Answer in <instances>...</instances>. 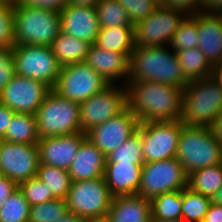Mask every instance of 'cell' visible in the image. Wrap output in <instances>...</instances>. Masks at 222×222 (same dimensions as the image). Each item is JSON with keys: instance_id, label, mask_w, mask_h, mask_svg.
<instances>
[{"instance_id": "cell-1", "label": "cell", "mask_w": 222, "mask_h": 222, "mask_svg": "<svg viewBox=\"0 0 222 222\" xmlns=\"http://www.w3.org/2000/svg\"><path fill=\"white\" fill-rule=\"evenodd\" d=\"M128 109L140 123L181 120L183 89L157 81L126 83Z\"/></svg>"}, {"instance_id": "cell-2", "label": "cell", "mask_w": 222, "mask_h": 222, "mask_svg": "<svg viewBox=\"0 0 222 222\" xmlns=\"http://www.w3.org/2000/svg\"><path fill=\"white\" fill-rule=\"evenodd\" d=\"M133 81H157L178 88L188 84L176 53L169 45L135 47L130 55L127 82Z\"/></svg>"}, {"instance_id": "cell-3", "label": "cell", "mask_w": 222, "mask_h": 222, "mask_svg": "<svg viewBox=\"0 0 222 222\" xmlns=\"http://www.w3.org/2000/svg\"><path fill=\"white\" fill-rule=\"evenodd\" d=\"M222 109V87L212 77L189 81L183 89L181 122L185 126L210 127Z\"/></svg>"}, {"instance_id": "cell-4", "label": "cell", "mask_w": 222, "mask_h": 222, "mask_svg": "<svg viewBox=\"0 0 222 222\" xmlns=\"http://www.w3.org/2000/svg\"><path fill=\"white\" fill-rule=\"evenodd\" d=\"M14 6V45L49 46L61 31L60 11L17 3Z\"/></svg>"}, {"instance_id": "cell-5", "label": "cell", "mask_w": 222, "mask_h": 222, "mask_svg": "<svg viewBox=\"0 0 222 222\" xmlns=\"http://www.w3.org/2000/svg\"><path fill=\"white\" fill-rule=\"evenodd\" d=\"M177 160L187 174L222 163V146L210 127L183 126L178 140Z\"/></svg>"}, {"instance_id": "cell-6", "label": "cell", "mask_w": 222, "mask_h": 222, "mask_svg": "<svg viewBox=\"0 0 222 222\" xmlns=\"http://www.w3.org/2000/svg\"><path fill=\"white\" fill-rule=\"evenodd\" d=\"M39 138L71 135L81 131L80 106L52 89L35 114Z\"/></svg>"}, {"instance_id": "cell-7", "label": "cell", "mask_w": 222, "mask_h": 222, "mask_svg": "<svg viewBox=\"0 0 222 222\" xmlns=\"http://www.w3.org/2000/svg\"><path fill=\"white\" fill-rule=\"evenodd\" d=\"M188 174L177 158L145 162L137 195L152 200L158 195L187 188Z\"/></svg>"}, {"instance_id": "cell-8", "label": "cell", "mask_w": 222, "mask_h": 222, "mask_svg": "<svg viewBox=\"0 0 222 222\" xmlns=\"http://www.w3.org/2000/svg\"><path fill=\"white\" fill-rule=\"evenodd\" d=\"M13 54L17 75L42 81L51 89L54 87L62 66L51 47L15 44Z\"/></svg>"}, {"instance_id": "cell-9", "label": "cell", "mask_w": 222, "mask_h": 222, "mask_svg": "<svg viewBox=\"0 0 222 222\" xmlns=\"http://www.w3.org/2000/svg\"><path fill=\"white\" fill-rule=\"evenodd\" d=\"M109 84L85 62H78L62 66L52 90L58 95L80 104L101 92Z\"/></svg>"}, {"instance_id": "cell-10", "label": "cell", "mask_w": 222, "mask_h": 222, "mask_svg": "<svg viewBox=\"0 0 222 222\" xmlns=\"http://www.w3.org/2000/svg\"><path fill=\"white\" fill-rule=\"evenodd\" d=\"M113 196L105 177L73 181L66 198L67 209L83 220L106 215Z\"/></svg>"}, {"instance_id": "cell-11", "label": "cell", "mask_w": 222, "mask_h": 222, "mask_svg": "<svg viewBox=\"0 0 222 222\" xmlns=\"http://www.w3.org/2000/svg\"><path fill=\"white\" fill-rule=\"evenodd\" d=\"M79 106L81 131L87 133L93 127L121 114L128 107L126 85L109 84Z\"/></svg>"}, {"instance_id": "cell-12", "label": "cell", "mask_w": 222, "mask_h": 222, "mask_svg": "<svg viewBox=\"0 0 222 222\" xmlns=\"http://www.w3.org/2000/svg\"><path fill=\"white\" fill-rule=\"evenodd\" d=\"M186 16L182 10L159 6L147 18L134 25L135 46L170 45L175 31Z\"/></svg>"}, {"instance_id": "cell-13", "label": "cell", "mask_w": 222, "mask_h": 222, "mask_svg": "<svg viewBox=\"0 0 222 222\" xmlns=\"http://www.w3.org/2000/svg\"><path fill=\"white\" fill-rule=\"evenodd\" d=\"M184 124L181 120L140 123L145 162L175 158L178 140Z\"/></svg>"}, {"instance_id": "cell-14", "label": "cell", "mask_w": 222, "mask_h": 222, "mask_svg": "<svg viewBox=\"0 0 222 222\" xmlns=\"http://www.w3.org/2000/svg\"><path fill=\"white\" fill-rule=\"evenodd\" d=\"M40 164L38 145L0 140V174L17 184L37 175Z\"/></svg>"}, {"instance_id": "cell-15", "label": "cell", "mask_w": 222, "mask_h": 222, "mask_svg": "<svg viewBox=\"0 0 222 222\" xmlns=\"http://www.w3.org/2000/svg\"><path fill=\"white\" fill-rule=\"evenodd\" d=\"M50 90L42 81L16 74L0 92V103L15 113L35 115Z\"/></svg>"}, {"instance_id": "cell-16", "label": "cell", "mask_w": 222, "mask_h": 222, "mask_svg": "<svg viewBox=\"0 0 222 222\" xmlns=\"http://www.w3.org/2000/svg\"><path fill=\"white\" fill-rule=\"evenodd\" d=\"M139 125L138 118L127 107L121 114L93 127L86 134L87 138L107 157L137 133Z\"/></svg>"}, {"instance_id": "cell-17", "label": "cell", "mask_w": 222, "mask_h": 222, "mask_svg": "<svg viewBox=\"0 0 222 222\" xmlns=\"http://www.w3.org/2000/svg\"><path fill=\"white\" fill-rule=\"evenodd\" d=\"M86 133L78 132L71 135L42 137L38 141L41 164L52 165L69 170Z\"/></svg>"}, {"instance_id": "cell-18", "label": "cell", "mask_w": 222, "mask_h": 222, "mask_svg": "<svg viewBox=\"0 0 222 222\" xmlns=\"http://www.w3.org/2000/svg\"><path fill=\"white\" fill-rule=\"evenodd\" d=\"M61 32L74 38L95 43L100 30L96 8L92 6H71L67 4L60 11Z\"/></svg>"}, {"instance_id": "cell-19", "label": "cell", "mask_w": 222, "mask_h": 222, "mask_svg": "<svg viewBox=\"0 0 222 222\" xmlns=\"http://www.w3.org/2000/svg\"><path fill=\"white\" fill-rule=\"evenodd\" d=\"M84 62L110 84H117V81L120 84L123 78L122 85H126L128 81L130 58L125 53L112 52L92 44Z\"/></svg>"}, {"instance_id": "cell-20", "label": "cell", "mask_w": 222, "mask_h": 222, "mask_svg": "<svg viewBox=\"0 0 222 222\" xmlns=\"http://www.w3.org/2000/svg\"><path fill=\"white\" fill-rule=\"evenodd\" d=\"M106 159L104 153L86 137L68 170L72 182L103 177Z\"/></svg>"}, {"instance_id": "cell-21", "label": "cell", "mask_w": 222, "mask_h": 222, "mask_svg": "<svg viewBox=\"0 0 222 222\" xmlns=\"http://www.w3.org/2000/svg\"><path fill=\"white\" fill-rule=\"evenodd\" d=\"M142 166L130 162H106L104 177L111 195H136L141 183Z\"/></svg>"}, {"instance_id": "cell-22", "label": "cell", "mask_w": 222, "mask_h": 222, "mask_svg": "<svg viewBox=\"0 0 222 222\" xmlns=\"http://www.w3.org/2000/svg\"><path fill=\"white\" fill-rule=\"evenodd\" d=\"M198 48L212 65L222 62V14L198 13Z\"/></svg>"}, {"instance_id": "cell-23", "label": "cell", "mask_w": 222, "mask_h": 222, "mask_svg": "<svg viewBox=\"0 0 222 222\" xmlns=\"http://www.w3.org/2000/svg\"><path fill=\"white\" fill-rule=\"evenodd\" d=\"M107 215L111 222H151V200L137 194L113 197Z\"/></svg>"}, {"instance_id": "cell-24", "label": "cell", "mask_w": 222, "mask_h": 222, "mask_svg": "<svg viewBox=\"0 0 222 222\" xmlns=\"http://www.w3.org/2000/svg\"><path fill=\"white\" fill-rule=\"evenodd\" d=\"M90 43L61 32L51 45L54 56L61 66L84 62Z\"/></svg>"}, {"instance_id": "cell-25", "label": "cell", "mask_w": 222, "mask_h": 222, "mask_svg": "<svg viewBox=\"0 0 222 222\" xmlns=\"http://www.w3.org/2000/svg\"><path fill=\"white\" fill-rule=\"evenodd\" d=\"M95 46L125 53L129 58L135 46L134 27L100 28Z\"/></svg>"}, {"instance_id": "cell-26", "label": "cell", "mask_w": 222, "mask_h": 222, "mask_svg": "<svg viewBox=\"0 0 222 222\" xmlns=\"http://www.w3.org/2000/svg\"><path fill=\"white\" fill-rule=\"evenodd\" d=\"M39 139L35 115L14 113L6 134L1 140L10 143L37 145Z\"/></svg>"}, {"instance_id": "cell-27", "label": "cell", "mask_w": 222, "mask_h": 222, "mask_svg": "<svg viewBox=\"0 0 222 222\" xmlns=\"http://www.w3.org/2000/svg\"><path fill=\"white\" fill-rule=\"evenodd\" d=\"M222 185V163L204 167L188 174L187 188L197 194L212 197Z\"/></svg>"}, {"instance_id": "cell-28", "label": "cell", "mask_w": 222, "mask_h": 222, "mask_svg": "<svg viewBox=\"0 0 222 222\" xmlns=\"http://www.w3.org/2000/svg\"><path fill=\"white\" fill-rule=\"evenodd\" d=\"M175 53L188 82L211 76L213 65L198 47L175 51Z\"/></svg>"}, {"instance_id": "cell-29", "label": "cell", "mask_w": 222, "mask_h": 222, "mask_svg": "<svg viewBox=\"0 0 222 222\" xmlns=\"http://www.w3.org/2000/svg\"><path fill=\"white\" fill-rule=\"evenodd\" d=\"M36 177L51 190L53 199L67 198L72 183L68 170L40 163Z\"/></svg>"}, {"instance_id": "cell-30", "label": "cell", "mask_w": 222, "mask_h": 222, "mask_svg": "<svg viewBox=\"0 0 222 222\" xmlns=\"http://www.w3.org/2000/svg\"><path fill=\"white\" fill-rule=\"evenodd\" d=\"M152 220L182 219V190L164 193L151 200Z\"/></svg>"}, {"instance_id": "cell-31", "label": "cell", "mask_w": 222, "mask_h": 222, "mask_svg": "<svg viewBox=\"0 0 222 222\" xmlns=\"http://www.w3.org/2000/svg\"><path fill=\"white\" fill-rule=\"evenodd\" d=\"M95 8L100 28L134 27L126 9L117 0H100Z\"/></svg>"}, {"instance_id": "cell-32", "label": "cell", "mask_w": 222, "mask_h": 222, "mask_svg": "<svg viewBox=\"0 0 222 222\" xmlns=\"http://www.w3.org/2000/svg\"><path fill=\"white\" fill-rule=\"evenodd\" d=\"M198 13L187 15L175 31L170 47L182 51L198 47Z\"/></svg>"}, {"instance_id": "cell-33", "label": "cell", "mask_w": 222, "mask_h": 222, "mask_svg": "<svg viewBox=\"0 0 222 222\" xmlns=\"http://www.w3.org/2000/svg\"><path fill=\"white\" fill-rule=\"evenodd\" d=\"M210 197L182 189V219L186 222H203L211 205Z\"/></svg>"}, {"instance_id": "cell-34", "label": "cell", "mask_w": 222, "mask_h": 222, "mask_svg": "<svg viewBox=\"0 0 222 222\" xmlns=\"http://www.w3.org/2000/svg\"><path fill=\"white\" fill-rule=\"evenodd\" d=\"M106 162L144 164L141 135L137 132L107 156Z\"/></svg>"}, {"instance_id": "cell-35", "label": "cell", "mask_w": 222, "mask_h": 222, "mask_svg": "<svg viewBox=\"0 0 222 222\" xmlns=\"http://www.w3.org/2000/svg\"><path fill=\"white\" fill-rule=\"evenodd\" d=\"M30 204L19 188L0 209V222H28Z\"/></svg>"}, {"instance_id": "cell-36", "label": "cell", "mask_w": 222, "mask_h": 222, "mask_svg": "<svg viewBox=\"0 0 222 222\" xmlns=\"http://www.w3.org/2000/svg\"><path fill=\"white\" fill-rule=\"evenodd\" d=\"M66 199L51 201L30 206L28 222H55L67 212Z\"/></svg>"}, {"instance_id": "cell-37", "label": "cell", "mask_w": 222, "mask_h": 222, "mask_svg": "<svg viewBox=\"0 0 222 222\" xmlns=\"http://www.w3.org/2000/svg\"><path fill=\"white\" fill-rule=\"evenodd\" d=\"M30 206L53 200L51 190L38 177H32L18 184Z\"/></svg>"}, {"instance_id": "cell-38", "label": "cell", "mask_w": 222, "mask_h": 222, "mask_svg": "<svg viewBox=\"0 0 222 222\" xmlns=\"http://www.w3.org/2000/svg\"><path fill=\"white\" fill-rule=\"evenodd\" d=\"M125 9L132 25L147 18L160 5L154 0H117Z\"/></svg>"}, {"instance_id": "cell-39", "label": "cell", "mask_w": 222, "mask_h": 222, "mask_svg": "<svg viewBox=\"0 0 222 222\" xmlns=\"http://www.w3.org/2000/svg\"><path fill=\"white\" fill-rule=\"evenodd\" d=\"M14 46V6L0 4V49Z\"/></svg>"}, {"instance_id": "cell-40", "label": "cell", "mask_w": 222, "mask_h": 222, "mask_svg": "<svg viewBox=\"0 0 222 222\" xmlns=\"http://www.w3.org/2000/svg\"><path fill=\"white\" fill-rule=\"evenodd\" d=\"M15 75L13 46L0 49V92Z\"/></svg>"}, {"instance_id": "cell-41", "label": "cell", "mask_w": 222, "mask_h": 222, "mask_svg": "<svg viewBox=\"0 0 222 222\" xmlns=\"http://www.w3.org/2000/svg\"><path fill=\"white\" fill-rule=\"evenodd\" d=\"M201 0H162V6L179 9L187 15L199 13Z\"/></svg>"}, {"instance_id": "cell-42", "label": "cell", "mask_w": 222, "mask_h": 222, "mask_svg": "<svg viewBox=\"0 0 222 222\" xmlns=\"http://www.w3.org/2000/svg\"><path fill=\"white\" fill-rule=\"evenodd\" d=\"M19 3L27 6L61 11L68 4V0H20Z\"/></svg>"}, {"instance_id": "cell-43", "label": "cell", "mask_w": 222, "mask_h": 222, "mask_svg": "<svg viewBox=\"0 0 222 222\" xmlns=\"http://www.w3.org/2000/svg\"><path fill=\"white\" fill-rule=\"evenodd\" d=\"M18 189V184L0 174V209L7 199Z\"/></svg>"}, {"instance_id": "cell-44", "label": "cell", "mask_w": 222, "mask_h": 222, "mask_svg": "<svg viewBox=\"0 0 222 222\" xmlns=\"http://www.w3.org/2000/svg\"><path fill=\"white\" fill-rule=\"evenodd\" d=\"M14 113L8 106L0 103V140L6 134Z\"/></svg>"}, {"instance_id": "cell-45", "label": "cell", "mask_w": 222, "mask_h": 222, "mask_svg": "<svg viewBox=\"0 0 222 222\" xmlns=\"http://www.w3.org/2000/svg\"><path fill=\"white\" fill-rule=\"evenodd\" d=\"M199 13L222 14V0H201Z\"/></svg>"}, {"instance_id": "cell-46", "label": "cell", "mask_w": 222, "mask_h": 222, "mask_svg": "<svg viewBox=\"0 0 222 222\" xmlns=\"http://www.w3.org/2000/svg\"><path fill=\"white\" fill-rule=\"evenodd\" d=\"M203 222H222V205L211 203Z\"/></svg>"}, {"instance_id": "cell-47", "label": "cell", "mask_w": 222, "mask_h": 222, "mask_svg": "<svg viewBox=\"0 0 222 222\" xmlns=\"http://www.w3.org/2000/svg\"><path fill=\"white\" fill-rule=\"evenodd\" d=\"M212 130L222 146V109L217 114V118L212 126Z\"/></svg>"}, {"instance_id": "cell-48", "label": "cell", "mask_w": 222, "mask_h": 222, "mask_svg": "<svg viewBox=\"0 0 222 222\" xmlns=\"http://www.w3.org/2000/svg\"><path fill=\"white\" fill-rule=\"evenodd\" d=\"M83 221L84 220L79 215L67 210V212L60 219H57L55 222H83Z\"/></svg>"}, {"instance_id": "cell-49", "label": "cell", "mask_w": 222, "mask_h": 222, "mask_svg": "<svg viewBox=\"0 0 222 222\" xmlns=\"http://www.w3.org/2000/svg\"><path fill=\"white\" fill-rule=\"evenodd\" d=\"M211 76L217 81V83L222 87V62L213 65Z\"/></svg>"}, {"instance_id": "cell-50", "label": "cell", "mask_w": 222, "mask_h": 222, "mask_svg": "<svg viewBox=\"0 0 222 222\" xmlns=\"http://www.w3.org/2000/svg\"><path fill=\"white\" fill-rule=\"evenodd\" d=\"M100 0H68L71 6H92L95 7Z\"/></svg>"}, {"instance_id": "cell-51", "label": "cell", "mask_w": 222, "mask_h": 222, "mask_svg": "<svg viewBox=\"0 0 222 222\" xmlns=\"http://www.w3.org/2000/svg\"><path fill=\"white\" fill-rule=\"evenodd\" d=\"M212 203H216L222 205V185L221 187L215 192V194L211 197Z\"/></svg>"}, {"instance_id": "cell-52", "label": "cell", "mask_w": 222, "mask_h": 222, "mask_svg": "<svg viewBox=\"0 0 222 222\" xmlns=\"http://www.w3.org/2000/svg\"><path fill=\"white\" fill-rule=\"evenodd\" d=\"M83 222H111V220H110L109 216L106 214L103 216H98V217L86 219Z\"/></svg>"}, {"instance_id": "cell-53", "label": "cell", "mask_w": 222, "mask_h": 222, "mask_svg": "<svg viewBox=\"0 0 222 222\" xmlns=\"http://www.w3.org/2000/svg\"><path fill=\"white\" fill-rule=\"evenodd\" d=\"M20 0H0V4H5V5H15L19 3Z\"/></svg>"}, {"instance_id": "cell-54", "label": "cell", "mask_w": 222, "mask_h": 222, "mask_svg": "<svg viewBox=\"0 0 222 222\" xmlns=\"http://www.w3.org/2000/svg\"><path fill=\"white\" fill-rule=\"evenodd\" d=\"M151 222H186L184 219L172 220V221H160V220H151Z\"/></svg>"}, {"instance_id": "cell-55", "label": "cell", "mask_w": 222, "mask_h": 222, "mask_svg": "<svg viewBox=\"0 0 222 222\" xmlns=\"http://www.w3.org/2000/svg\"><path fill=\"white\" fill-rule=\"evenodd\" d=\"M156 1L160 6H162V0H154Z\"/></svg>"}]
</instances>
